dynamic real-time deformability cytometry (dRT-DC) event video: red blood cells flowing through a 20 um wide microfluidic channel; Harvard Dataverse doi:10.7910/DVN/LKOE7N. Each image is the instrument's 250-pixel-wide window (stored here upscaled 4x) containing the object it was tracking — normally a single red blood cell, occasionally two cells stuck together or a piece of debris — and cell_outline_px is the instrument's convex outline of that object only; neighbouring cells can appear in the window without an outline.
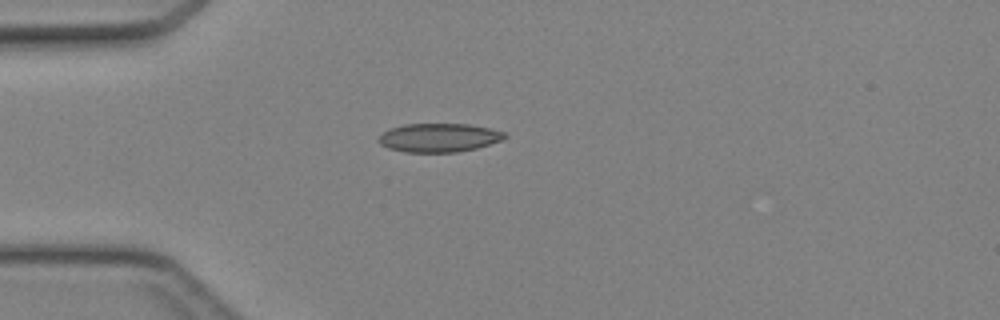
{"species": "Egyptian fruit bat (a non-hibernating species)", "species_latin": "Rousettus aegyptiacus", "temperature_condition": "cold", "stored_images_in_passage": 31, "camera_frame_rate_fps": 3000, "um_per_image_px": 0.085, "animal": {"sex": "female"}, "frame": {"image": 1, "passage_image": 1, "time_ms": 0.0, "image_size_px": [1000, 320], "cell_outline_px": [[508, 136], [504, 140], [476, 148], [456, 152], [404, 152], [388, 148], [380, 144], [376, 140], [384, 132], [392, 128], [404, 124], [468, 124], [508, 132]], "centroid_in_image_um": [37.35, 11.7], "position_along_channel_um": 47.7, "area_um2": 21.15}}
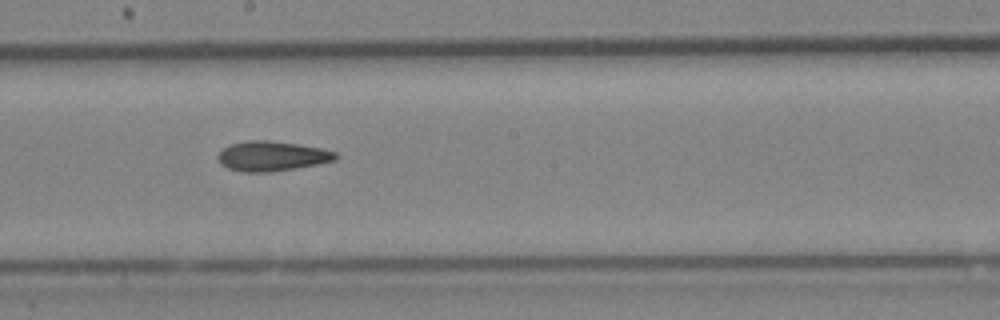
{"frame": {"image": 2, "passage_image": 14, "time_ms": 4.333, "image_size_px": [1000, 320], "cell_outline_px": [[340, 156], [336, 160], [296, 168], [268, 172], [244, 172], [228, 168], [220, 164], [216, 156], [224, 148], [232, 144], [248, 140], [268, 140], [300, 144], [320, 148], [336, 152]], "centroid_in_image_um": [23.12, 13.26], "position_along_channel_um": 225.1, "area_um2": 20.46}}
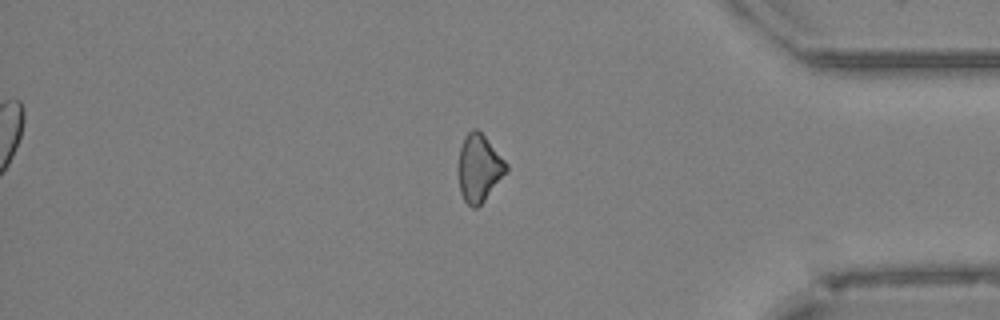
{"frame": {"image": 3, "passage_image": 27, "time_ms": 8.667, "image_size_px": [1000, 320], "cell_outline_px": [[508, 172], [484, 200], [476, 208], [472, 208], [464, 200], [460, 192], [456, 168], [460, 148], [464, 136], [472, 128], [476, 128], [484, 136], [508, 164]], "centroid_in_image_um": [40.69, 14.29], "position_along_channel_um": 394.5, "area_um2": 19.07}}